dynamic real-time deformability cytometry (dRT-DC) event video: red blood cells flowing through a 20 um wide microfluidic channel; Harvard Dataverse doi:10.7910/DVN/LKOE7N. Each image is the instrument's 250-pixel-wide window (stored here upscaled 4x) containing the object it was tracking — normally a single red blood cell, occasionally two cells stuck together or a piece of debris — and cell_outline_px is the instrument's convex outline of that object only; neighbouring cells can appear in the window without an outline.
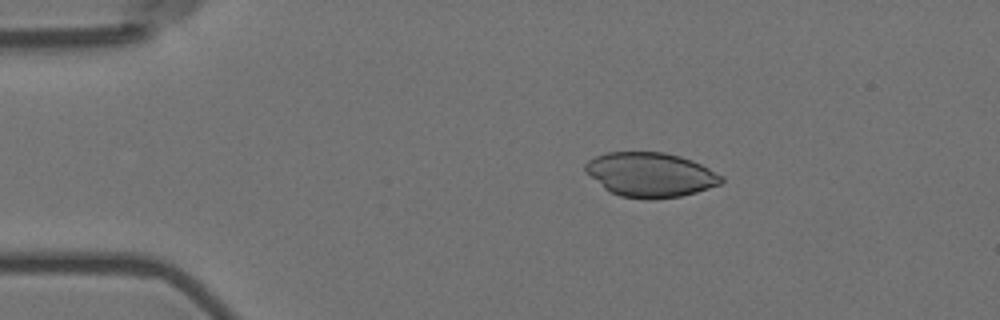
{"species": "Egyptian fruit bat (a non-hibernating species)", "species_latin": "Rousettus aegyptiacus", "temperature_condition": "room temperature", "stored_images_in_passage": 6, "camera_frame_rate_fps": 3000, "um_per_image_px": 0.085, "animal": {"sex": "female"}, "frame": {"image": 1, "passage_image": 3, "time_ms": 0.667, "image_size_px": [1000, 320], "cell_outline_px": [[724, 180], [720, 184], [696, 192], [680, 196], [652, 200], [648, 200], [620, 196], [604, 188], [584, 172], [584, 164], [588, 160], [604, 152], [664, 152], [680, 156], [692, 160], [724, 176]], "centroid_in_image_um": [55.26, 14.85], "position_along_channel_um": 29.7, "area_um2": 35.43}}